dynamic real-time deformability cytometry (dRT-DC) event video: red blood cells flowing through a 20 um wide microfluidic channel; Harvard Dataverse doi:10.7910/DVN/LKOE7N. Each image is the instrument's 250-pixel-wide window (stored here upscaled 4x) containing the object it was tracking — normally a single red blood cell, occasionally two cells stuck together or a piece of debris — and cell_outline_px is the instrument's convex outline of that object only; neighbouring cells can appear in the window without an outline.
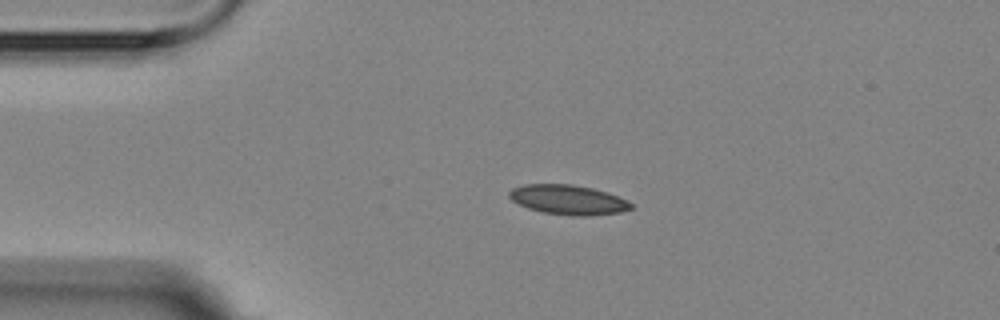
{"species": "Egyptian fruit bat (a non-hibernating species)", "species_latin": "Rousettus aegyptiacus", "temperature_condition": "room temperature", "stored_images_in_passage": 14, "camera_frame_rate_fps": 3000, "um_per_image_px": 0.085, "animal": {"sex": "female"}, "frame": {"image": 1, "passage_image": 3, "time_ms": 2.333, "image_size_px": [1000, 320], "cell_outline_px": [[632, 208], [620, 212], [588, 216], [576, 216], [544, 212], [528, 208], [512, 200], [508, 196], [508, 192], [512, 188], [524, 184], [572, 184], [592, 188], [608, 192], [628, 200], [632, 204]], "centroid_in_image_um": [48.3, 16.97], "position_along_channel_um": 36.7, "area_um2": 21.04}}
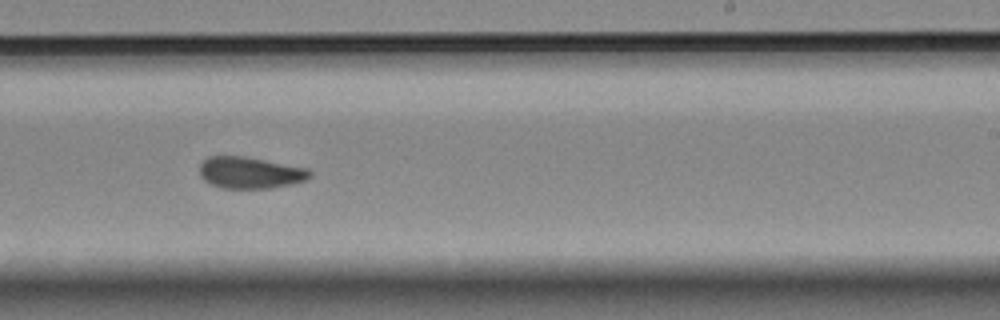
{"frame": {"image": 2, "passage_image": 9, "time_ms": 9.667, "image_size_px": [1000, 320], "cell_outline_px": [[312, 176], [304, 180], [292, 184], [272, 188], [224, 188], [212, 184], [204, 180], [200, 176], [200, 164], [208, 156], [244, 156], [308, 168], [312, 172]], "centroid_in_image_um": [21.27, 14.67], "position_along_channel_um": 267.7, "area_um2": 20.29}}
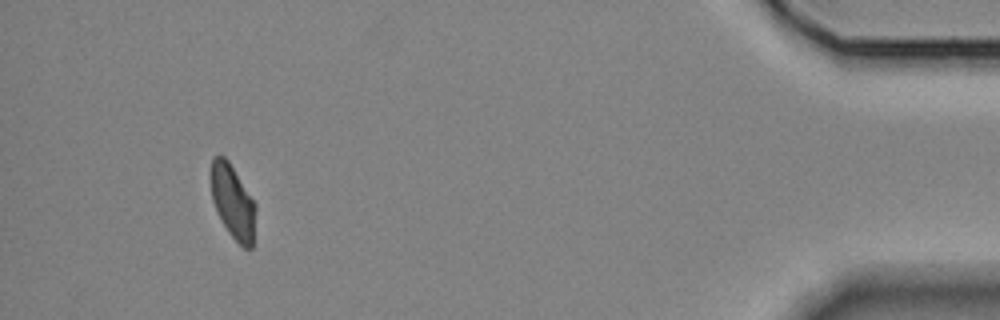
{"frame": {"image": 3, "passage_image": 14, "time_ms": 15.667, "image_size_px": [1000, 320], "cell_outline_px": [[256, 208], [252, 248], [244, 248], [228, 232], [212, 200], [212, 160], [216, 156], [224, 156], [228, 160], [256, 204]], "centroid_in_image_um": [19.82, 17.17], "position_along_channel_um": 415.4, "area_um2": 18.67}, "authors_computed_cell_mechanics": {"area_um2": 20.4612, "velocity_mm_per_s": 3.5803, "shape_relaxation_time_tau1_ms": 5.6211, "shape_relaxation_time_tau2_ms": 2.2424, "deformation_change_tau1": 0.1262, "deformation_change_tau2": 0.0601}}